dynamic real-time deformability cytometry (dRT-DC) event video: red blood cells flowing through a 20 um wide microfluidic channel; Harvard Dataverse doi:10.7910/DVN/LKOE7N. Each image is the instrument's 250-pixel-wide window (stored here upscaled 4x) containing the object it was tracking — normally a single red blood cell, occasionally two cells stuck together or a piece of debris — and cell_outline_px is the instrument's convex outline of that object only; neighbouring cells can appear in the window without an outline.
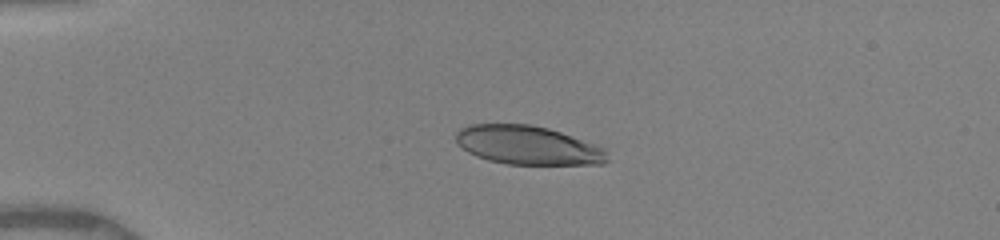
{"species": "human", "species_latin": "Homo sapiens", "temperature_condition": "warm", "stored_images_in_passage": 4, "camera_frame_rate_fps": 3000, "um_per_image_px": 0.085, "donor": {"sex": "female"}, "frame": {"image": 1, "passage_image": 3, "time_ms": 2.667, "image_size_px": [1000, 240], "cell_outline_px": [[608, 160], [604, 164], [508, 164], [488, 160], [476, 156], [468, 152], [456, 140], [456, 132], [460, 128], [468, 124], [528, 124], [548, 128], [608, 148]], "centroid_in_image_um": [44.91, 12.34], "position_along_channel_um": 40.1, "area_um2": 34.28}}